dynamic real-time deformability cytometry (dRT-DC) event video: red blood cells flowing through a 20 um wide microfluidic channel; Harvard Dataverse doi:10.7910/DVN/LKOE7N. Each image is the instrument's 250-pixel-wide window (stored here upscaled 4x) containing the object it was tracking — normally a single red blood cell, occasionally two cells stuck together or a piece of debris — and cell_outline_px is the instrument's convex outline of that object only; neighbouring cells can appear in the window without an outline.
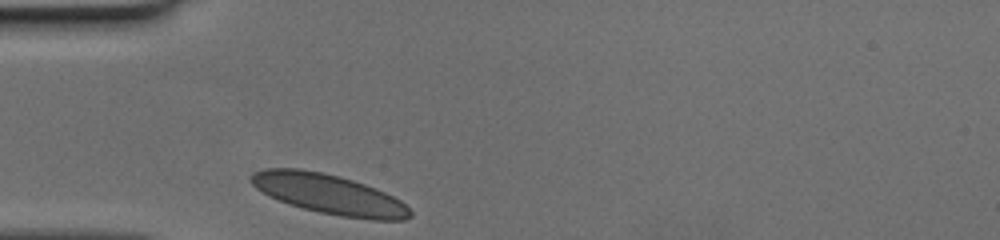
{"species": "human", "species_latin": "Homo sapiens", "temperature_condition": "cold", "stored_images_in_passage": 25, "camera_frame_rate_fps": 3000, "um_per_image_px": 0.085, "donor": {"sex": "female"}, "frame": {"image": 1, "passage_image": 1, "time_ms": 0.0, "image_size_px": [1000, 240], "cell_outline_px": [[412, 216], [404, 220], [372, 220], [340, 216], [320, 212], [288, 204], [268, 196], [256, 188], [252, 184], [252, 176], [256, 172], [268, 168], [296, 168], [320, 172], [352, 180], [364, 184], [384, 192], [400, 200], [412, 212]], "centroid_in_image_um": [27.98, 16.52], "position_along_channel_um": 57.0, "area_um2": 36.41}}
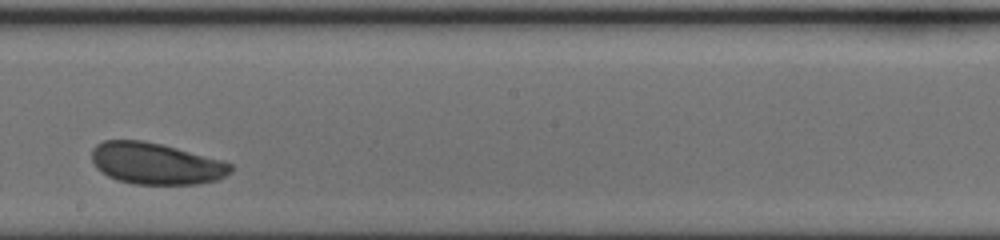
{"frame": {"image": 2, "passage_image": 15, "time_ms": 4.667, "image_size_px": [1000, 240], "cell_outline_px": [[232, 172], [216, 180], [200, 184], [132, 184], [116, 180], [108, 176], [96, 168], [92, 160], [92, 148], [96, 144], [104, 140], [140, 140], [160, 144], [176, 148], [220, 160], [232, 164]], "centroid_in_image_um": [13.21, 13.91], "position_along_channel_um": 235.0, "area_um2": 33.52}}
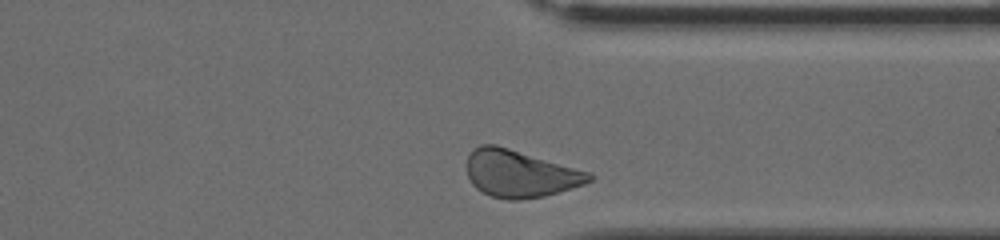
{"frame": {"image": 3, "passage_image": 25, "time_ms": 8.0, "image_size_px": [1000, 240], "cell_outline_px": [[592, 180], [584, 184], [544, 196], [516, 200], [508, 200], [492, 196], [476, 188], [472, 184], [464, 168], [464, 164], [468, 156], [480, 144], [496, 144], [588, 172], [592, 176]], "centroid_in_image_um": [44.13, 14.76], "position_along_channel_um": 367.3, "area_um2": 33.35}}